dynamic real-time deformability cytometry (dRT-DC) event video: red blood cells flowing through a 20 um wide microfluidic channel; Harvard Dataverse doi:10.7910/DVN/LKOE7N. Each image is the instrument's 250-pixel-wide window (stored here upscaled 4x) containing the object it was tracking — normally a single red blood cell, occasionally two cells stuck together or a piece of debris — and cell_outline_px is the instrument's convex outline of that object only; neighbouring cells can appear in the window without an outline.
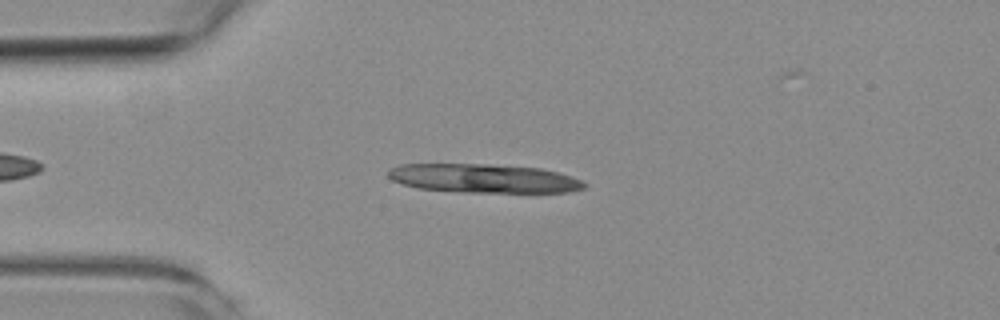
{"species": "common noctule bat (a hibernating species)", "species_latin": "Nyctalus noctula", "temperature_condition": "room temperature", "stored_images_in_passage": 4, "camera_frame_rate_fps": 3000, "um_per_image_px": 0.085, "animal": {"sex": "female", "body_mass_g": 19.3, "forearm_length_mm": 54.1}, "frame": {"image": 1, "passage_image": 3, "time_ms": 3.333, "image_size_px": [1000, 320], "cell_outline_px": [[588, 184], [584, 188], [568, 192], [464, 192], [420, 188], [404, 184], [392, 180], [388, 176], [388, 168], [400, 164], [488, 164], [540, 168], [556, 172], [580, 180]], "centroid_in_image_um": [41.08, 15.16], "position_along_channel_um": 43.9, "area_um2": 32.71}}